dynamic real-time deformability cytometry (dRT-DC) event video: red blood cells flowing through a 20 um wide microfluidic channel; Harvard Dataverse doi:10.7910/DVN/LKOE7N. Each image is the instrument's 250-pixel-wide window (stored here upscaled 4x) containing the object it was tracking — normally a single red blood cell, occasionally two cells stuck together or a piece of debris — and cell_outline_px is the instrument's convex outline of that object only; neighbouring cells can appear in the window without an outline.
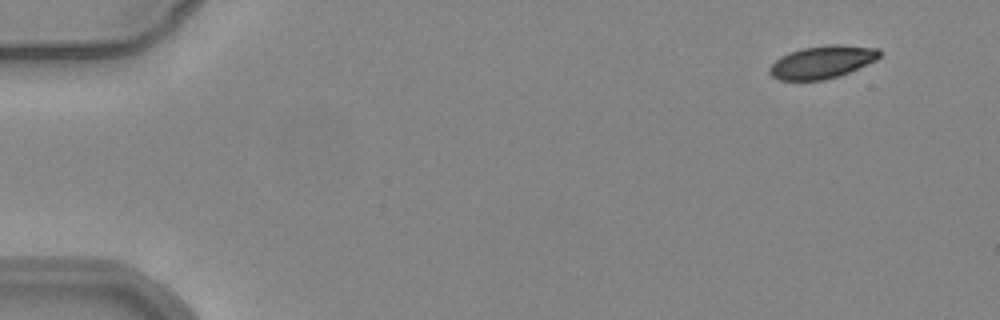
{"species": "common noctule bat (a hibernating species)", "species_latin": "Nyctalus noctula", "temperature_condition": "warm", "stored_images_in_passage": 51, "camera_frame_rate_fps": 3000, "um_per_image_px": 0.085, "animal": {"sex": "female", "body_mass_g": 24.6, "forearm_length_mm": 56.2}, "frame": {"image": 1, "passage_image": 1, "time_ms": 0.0, "image_size_px": [1000, 320], "cell_outline_px": [[884, 52], [876, 60], [840, 76], [824, 80], [780, 80], [772, 76], [768, 72], [768, 68], [780, 56], [804, 48], [832, 44], [836, 44], [880, 48]], "centroid_in_image_um": [69.92, 5.27], "position_along_channel_um": 15.1, "area_um2": 20.98}}
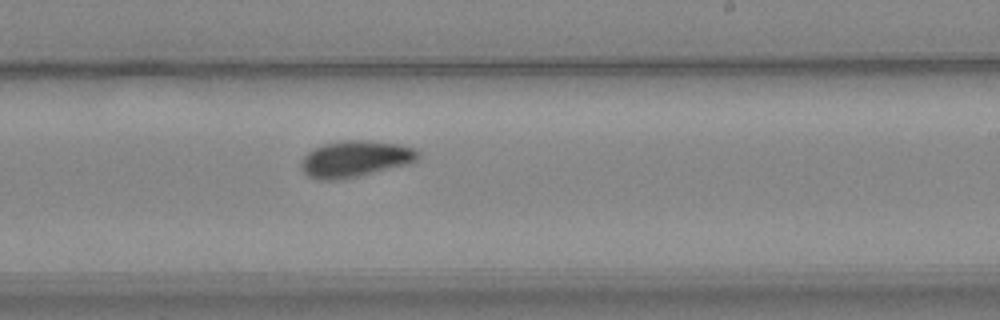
{"frame": {"image": 2, "passage_image": 30, "time_ms": 9.667, "image_size_px": [1000, 320], "cell_outline_px": [[420, 156], [416, 160], [408, 164], [360, 176], [340, 180], [316, 180], [308, 176], [300, 168], [300, 160], [308, 152], [324, 144], [348, 140], [372, 140], [400, 144], [412, 148], [420, 152]], "centroid_in_image_um": [30.18, 13.52], "position_along_channel_um": 258.8, "area_um2": 24.97}}
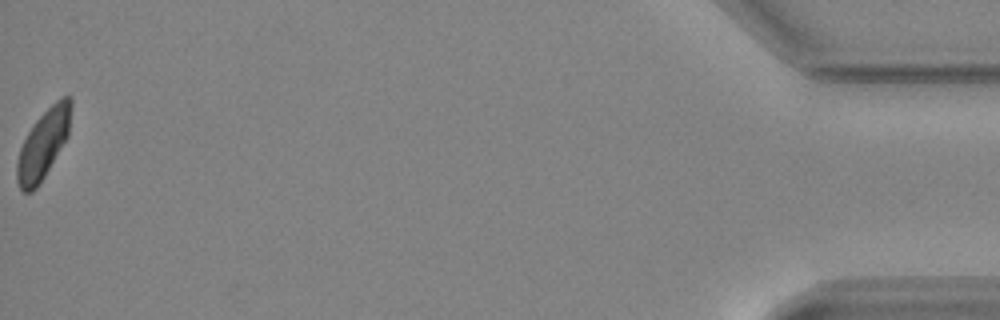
{"frame": {"image": 3, "passage_image": 51, "time_ms": 16.667, "image_size_px": [1000, 320], "cell_outline_px": [[72, 104], [68, 136], [44, 176], [36, 188], [32, 192], [24, 192], [20, 188], [16, 180], [16, 164], [20, 148], [28, 132], [36, 120], [60, 96], [72, 96]], "centroid_in_image_um": [3.68, 12.23], "position_along_channel_um": 431.5, "area_um2": 21.5}, "authors_computed_cell_mechanics": {"area_um2": 23.0622, "velocity_mm_per_s": 3.8576, "shape_relaxation_time_tau1_ms": 3.4456, "shape_relaxation_time_tau2_ms": null, "deformation_change_tau1": 0.1087, "deformation_change_tau2": null}}